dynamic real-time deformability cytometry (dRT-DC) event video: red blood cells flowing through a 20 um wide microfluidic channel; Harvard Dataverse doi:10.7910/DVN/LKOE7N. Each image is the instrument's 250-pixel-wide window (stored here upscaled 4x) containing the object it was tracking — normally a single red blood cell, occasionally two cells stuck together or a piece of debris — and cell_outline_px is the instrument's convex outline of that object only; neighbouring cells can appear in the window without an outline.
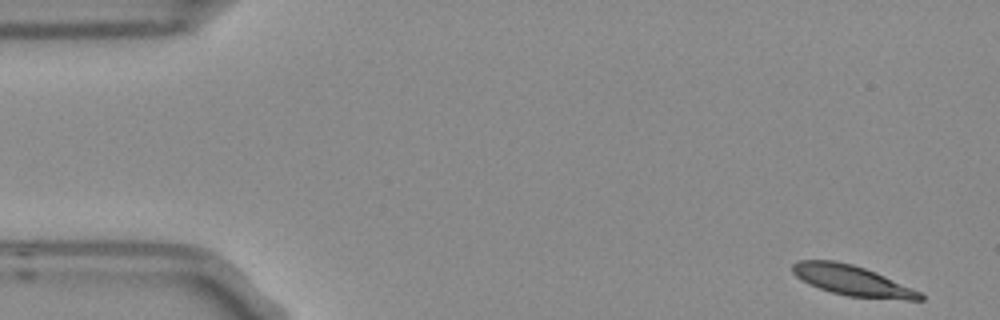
{"species": "Egyptian fruit bat (a non-hibernating species)", "species_latin": "Rousettus aegyptiacus", "temperature_condition": "room temperature", "stored_images_in_passage": 5, "camera_frame_rate_fps": 3000, "um_per_image_px": 0.085, "frame": {"image": 1, "passage_image": 1, "time_ms": 0.0, "image_size_px": [1000, 320], "cell_outline_px": [[924, 300], [904, 300], [848, 296], [832, 292], [808, 284], [796, 276], [792, 272], [792, 264], [796, 260], [836, 260], [852, 264], [876, 272], [920, 292], [924, 296]], "centroid_in_image_um": [72.41, 23.84], "position_along_channel_um": 12.6, "area_um2": 22.43}}